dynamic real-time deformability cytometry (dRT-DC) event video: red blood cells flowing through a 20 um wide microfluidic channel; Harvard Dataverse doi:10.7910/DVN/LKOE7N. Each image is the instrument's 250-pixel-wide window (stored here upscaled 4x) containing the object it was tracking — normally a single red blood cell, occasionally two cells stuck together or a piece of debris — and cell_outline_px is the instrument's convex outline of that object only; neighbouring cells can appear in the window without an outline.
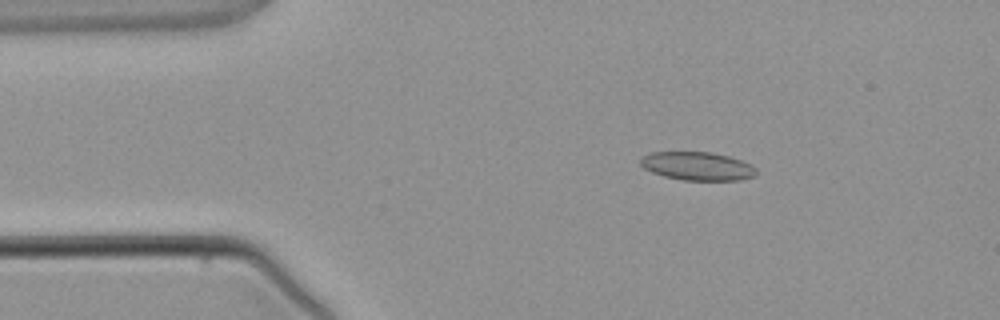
{"species": "common noctule bat (a hibernating species)", "species_latin": "Nyctalus noctula", "temperature_condition": "warm", "stored_images_in_passage": 1, "camera_frame_rate_fps": 3000, "um_per_image_px": 0.085, "animal": {"sex": "male", "body_mass_g": 21.5, "forearm_length_mm": 52.0}, "frame": {"image": 1, "passage_image": 1, "time_ms": 0.0, "image_size_px": [1000, 320], "cell_outline_px": [[756, 176], [740, 180], [684, 180], [664, 176], [652, 172], [644, 168], [640, 164], [640, 156], [652, 152], [712, 152], [728, 156], [740, 160], [756, 168]], "centroid_in_image_um": [59.25, 14.12], "position_along_channel_um": 25.7, "area_um2": 19.13}}